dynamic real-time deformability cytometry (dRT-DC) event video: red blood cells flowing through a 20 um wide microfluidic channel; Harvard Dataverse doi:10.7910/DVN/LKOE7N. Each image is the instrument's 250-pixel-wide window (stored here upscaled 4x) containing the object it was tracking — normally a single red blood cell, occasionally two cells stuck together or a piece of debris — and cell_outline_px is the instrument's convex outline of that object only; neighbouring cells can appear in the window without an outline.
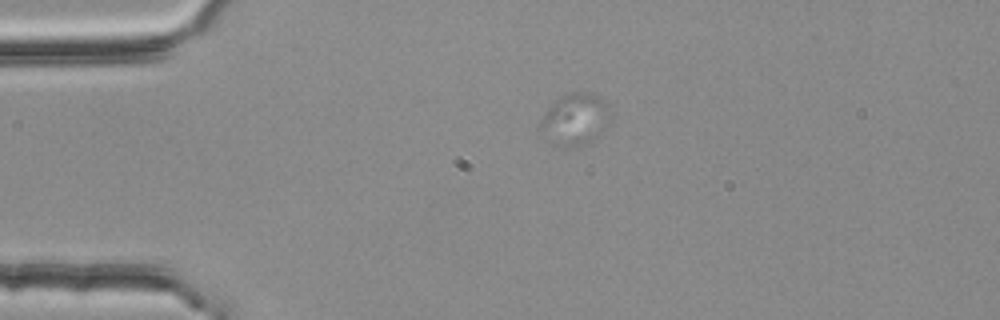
{"species": "common noctule bat (a hibernating species)", "species_latin": "Nyctalus noctula", "temperature_condition": "room temperature", "stored_images_in_passage": 5, "camera_frame_rate_fps": 3000, "um_per_image_px": 0.085, "animal": {"sex": "female", "body_mass_g": 25.1}, "frame": {"image": 1, "passage_image": 3, "time_ms": 0.667, "image_size_px": [1000, 320], "cell_outline_px": [[612, 120], [592, 140], [580, 144], [556, 144], [544, 140], [540, 136], [540, 124], [548, 108], [560, 96], [568, 92], [592, 92], [604, 100], [608, 108]], "centroid_in_image_um": [48.87, 10.09], "position_along_channel_um": 36.1, "area_um2": 20.81}}